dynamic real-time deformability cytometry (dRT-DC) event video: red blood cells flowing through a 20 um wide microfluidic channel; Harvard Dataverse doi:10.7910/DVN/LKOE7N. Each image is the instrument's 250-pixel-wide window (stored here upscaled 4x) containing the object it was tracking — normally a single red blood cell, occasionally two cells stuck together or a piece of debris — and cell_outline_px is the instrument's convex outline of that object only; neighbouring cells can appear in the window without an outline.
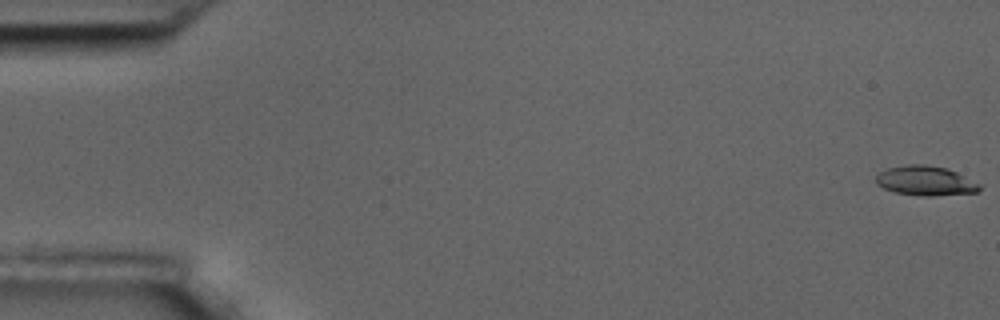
{"species": "common noctule bat (a hibernating species)", "species_latin": "Nyctalus noctula", "temperature_condition": "room temperature", "stored_images_in_passage": 54, "camera_frame_rate_fps": 3000, "um_per_image_px": 0.085, "animal": {"sex": "male", "body_mass_g": 17.5, "forearm_length_mm": 52.3}, "frame": {"image": 1, "passage_image": 1, "time_ms": 0.0, "image_size_px": [1000, 320], "cell_outline_px": [[980, 188], [976, 192], [932, 196], [924, 196], [896, 192], [884, 188], [876, 184], [876, 176], [880, 172], [888, 168], [908, 164], [924, 164], [948, 168], [980, 184]], "centroid_in_image_um": [78.65, 15.36], "position_along_channel_um": 6.3, "area_um2": 17.69}}
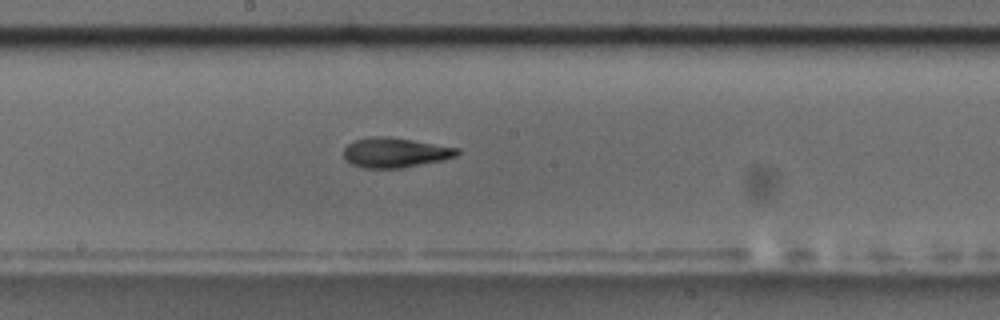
{"frame": {"image": 2, "passage_image": 31, "time_ms": 10.0, "image_size_px": [1000, 320], "cell_outline_px": [[460, 152], [456, 156], [444, 160], [400, 168], [364, 168], [352, 164], [344, 156], [344, 148], [348, 144], [356, 140], [372, 136], [388, 136], [460, 148]], "centroid_in_image_um": [33.61, 12.97], "position_along_channel_um": 214.6, "area_um2": 19.65}}
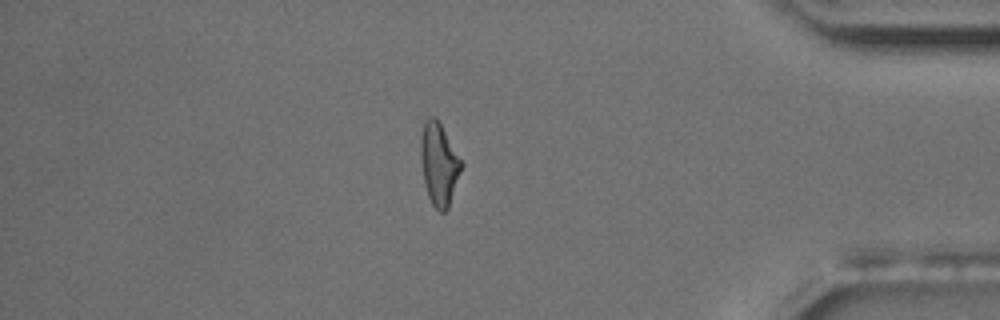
{"frame": {"image": 3, "passage_image": 49, "time_ms": 16.0, "image_size_px": [1000, 320], "cell_outline_px": [[464, 164], [448, 208], [444, 212], [440, 212], [432, 204], [428, 196], [424, 184], [420, 156], [420, 136], [424, 120], [428, 116], [436, 116]], "centroid_in_image_um": [37.3, 13.91], "position_along_channel_um": 397.9, "area_um2": 19.77}}